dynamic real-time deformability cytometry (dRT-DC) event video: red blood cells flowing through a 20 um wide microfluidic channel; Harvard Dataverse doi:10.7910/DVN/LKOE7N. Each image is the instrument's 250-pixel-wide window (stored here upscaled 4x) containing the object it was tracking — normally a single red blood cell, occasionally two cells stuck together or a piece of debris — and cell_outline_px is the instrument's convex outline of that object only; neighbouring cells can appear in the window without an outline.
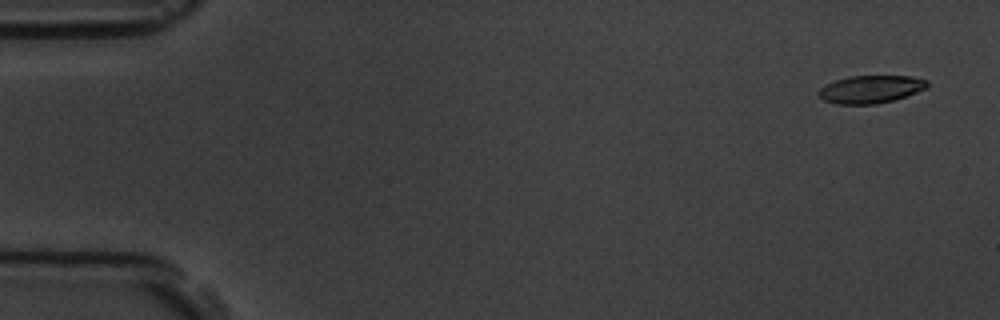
{"species": "common noctule bat (a hibernating species)", "species_latin": "Nyctalus noctula", "temperature_condition": "room temperature", "stored_images_in_passage": 5, "camera_frame_rate_fps": 3000, "um_per_image_px": 0.085, "animal": {"sex": "male", "body_mass_g": 19.5, "forearm_length_mm": 54.6}, "frame": {"image": 1, "passage_image": 1, "time_ms": 0.0, "image_size_px": [1000, 320], "cell_outline_px": [[928, 88], [896, 100], [876, 104], [836, 104], [824, 100], [816, 92], [820, 88], [836, 80], [848, 76], [912, 76], [928, 80]], "centroid_in_image_um": [74.05, 7.59], "position_along_channel_um": 11.0, "area_um2": 17.69}}
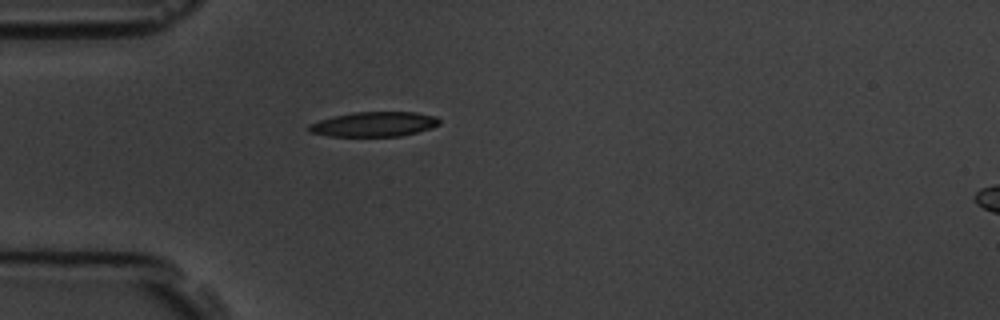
{"frame": {"image": 2, "passage_image": 5, "time_ms": 4.333, "image_size_px": [1000, 320], "cell_outline_px": [[440, 124], [416, 132], [400, 136], [328, 136], [308, 132], [308, 124], [332, 116], [356, 112], [416, 112], [436, 116], [440, 120]], "centroid_in_image_um": [31.76, 10.55], "position_along_channel_um": 53.2, "area_um2": 18.79}}